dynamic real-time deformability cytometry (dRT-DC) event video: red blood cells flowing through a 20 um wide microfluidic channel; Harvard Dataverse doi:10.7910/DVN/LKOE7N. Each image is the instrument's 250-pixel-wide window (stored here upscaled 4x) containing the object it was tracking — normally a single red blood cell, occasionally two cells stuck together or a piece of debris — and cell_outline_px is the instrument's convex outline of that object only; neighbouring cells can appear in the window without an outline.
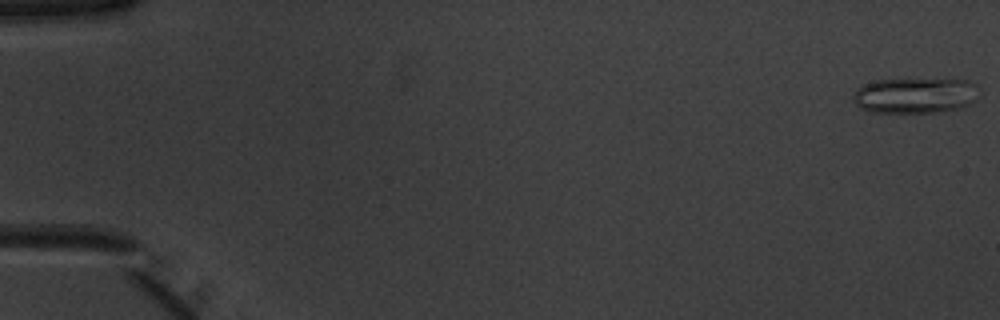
{"species": "common noctule bat (a hibernating species)", "species_latin": "Nyctalus noctula", "temperature_condition": "warm", "stored_images_in_passage": 11, "camera_frame_rate_fps": 3000, "um_per_image_px": 0.085, "animal": {"sex": "male", "body_mass_g": 20.1, "forearm_length_mm": 53.5}, "frame": {"image": 1, "passage_image": 1, "time_ms": 0.0, "image_size_px": [1000, 320], "cell_outline_px": [[980, 88], [972, 100], [968, 104], [960, 108], [936, 112], [872, 112], [860, 108], [852, 100], [852, 96], [856, 88], [864, 84], [876, 80], [908, 76], [968, 80], [976, 84]], "centroid_in_image_um": [77.74, 8.05], "position_along_channel_um": 7.3, "area_um2": 27.11}}